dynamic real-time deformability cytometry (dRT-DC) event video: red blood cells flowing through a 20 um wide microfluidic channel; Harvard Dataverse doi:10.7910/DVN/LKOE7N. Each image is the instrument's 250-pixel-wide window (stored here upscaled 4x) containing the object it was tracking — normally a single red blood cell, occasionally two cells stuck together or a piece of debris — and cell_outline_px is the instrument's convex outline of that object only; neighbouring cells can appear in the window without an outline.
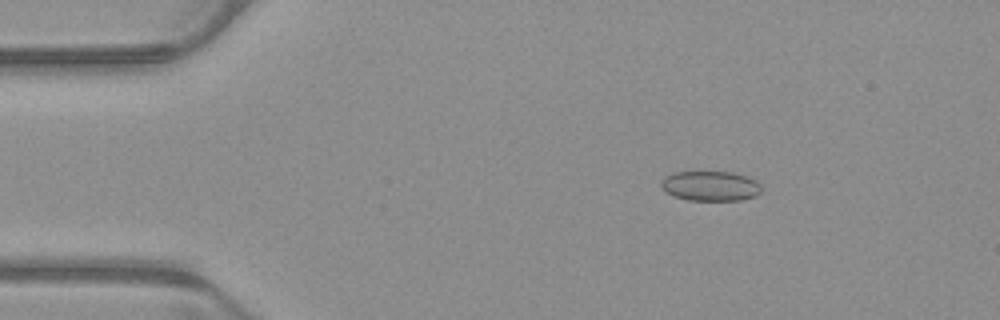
{"species": "common noctule bat (a hibernating species)", "species_latin": "Nyctalus noctula", "temperature_condition": "warm", "stored_images_in_passage": 53, "camera_frame_rate_fps": 3000, "um_per_image_px": 0.085, "animal": {"sex": "male", "body_mass_g": 23.1, "forearm_length_mm": 52.7}, "frame": {"image": 1, "passage_image": 9, "time_ms": 2.667, "image_size_px": [1000, 320], "cell_outline_px": [[760, 192], [756, 196], [740, 200], [688, 200], [676, 196], [668, 192], [660, 184], [660, 180], [664, 176], [672, 172], [732, 172], [756, 180], [760, 184]], "centroid_in_image_um": [60.38, 15.8], "position_along_channel_um": 24.6, "area_um2": 17.34}}
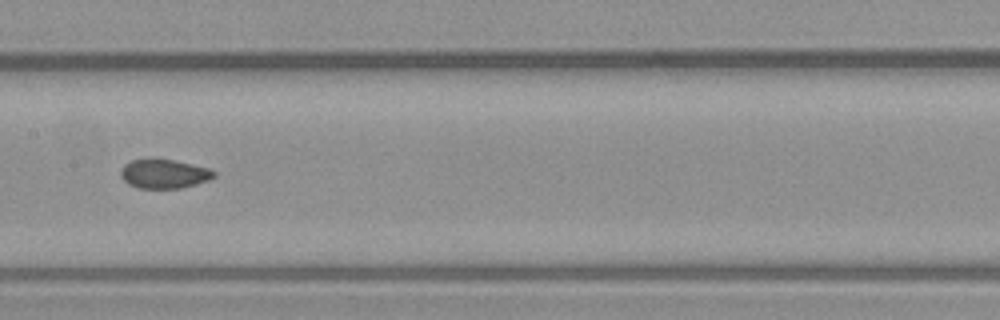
{"frame": {"image": 2, "passage_image": 27, "time_ms": 8.667, "image_size_px": [1000, 320], "cell_outline_px": [[216, 176], [208, 180], [196, 184], [180, 188], [136, 188], [128, 184], [120, 176], [120, 172], [124, 164], [132, 160], [152, 156], [156, 156], [208, 168], [216, 172]], "centroid_in_image_um": [13.9, 14.74], "position_along_channel_um": 193.5, "area_um2": 16.24}}
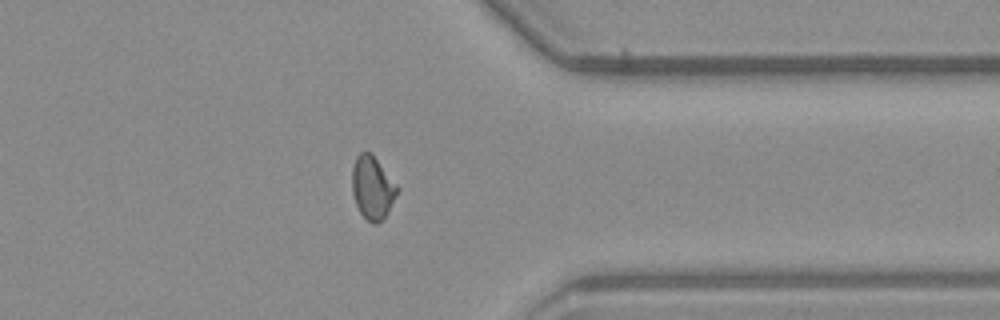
{"frame": {"image": 3, "passage_image": 42, "time_ms": 13.667, "image_size_px": [1000, 320], "cell_outline_px": [[400, 188], [384, 220], [376, 224], [372, 224], [360, 212], [356, 204], [352, 192], [352, 168], [356, 156], [360, 152], [372, 152]], "centroid_in_image_um": [31.67, 15.94], "position_along_channel_um": 379.7, "area_um2": 16.82}, "authors_computed_cell_mechanics": {"area_um2": 16.7042, "velocity_mm_per_s": 3.9214, "shape_relaxation_time_tau1_ms": null, "shape_relaxation_time_tau2_ms": 1.8834, "deformation_change_tau1": null, "deformation_change_tau2": 0.0543}}